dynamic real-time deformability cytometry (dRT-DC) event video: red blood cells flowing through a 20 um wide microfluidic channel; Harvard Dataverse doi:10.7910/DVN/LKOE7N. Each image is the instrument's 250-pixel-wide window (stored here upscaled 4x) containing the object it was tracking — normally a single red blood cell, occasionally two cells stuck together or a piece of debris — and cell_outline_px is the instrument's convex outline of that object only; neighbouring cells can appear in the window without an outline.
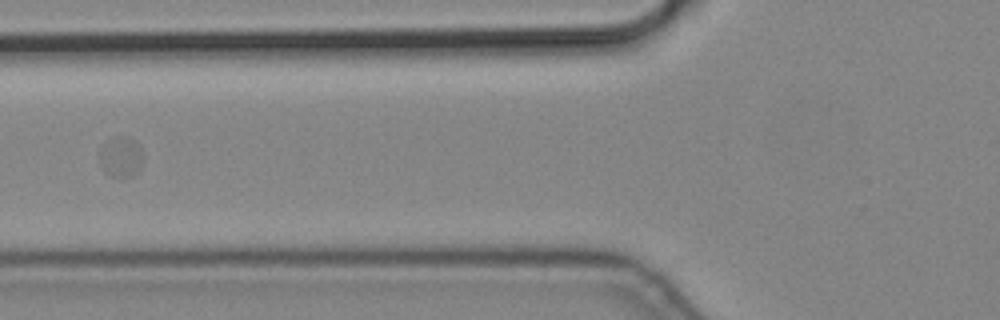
{"species": "common noctule bat (a hibernating species)", "species_latin": "Nyctalus noctula", "temperature_condition": "cold", "stored_images_in_passage": 2, "camera_frame_rate_fps": 3000, "um_per_image_px": 0.085, "animal": {"sex": "male", "body_mass_g": 19.2, "forearm_length_mm": 51.8}, "frame": {"image": 1, "passage_image": 2, "time_ms": 0.333, "image_size_px": [1000, 320], "cell_outline_px": [[144, 160], [140, 168], [132, 176], [112, 176], [104, 172], [100, 164], [100, 144], [116, 136], [128, 136], [140, 148]], "centroid_in_image_um": [10.25, 13.32], "position_along_channel_um": 115.5, "area_um2": 10.29}}